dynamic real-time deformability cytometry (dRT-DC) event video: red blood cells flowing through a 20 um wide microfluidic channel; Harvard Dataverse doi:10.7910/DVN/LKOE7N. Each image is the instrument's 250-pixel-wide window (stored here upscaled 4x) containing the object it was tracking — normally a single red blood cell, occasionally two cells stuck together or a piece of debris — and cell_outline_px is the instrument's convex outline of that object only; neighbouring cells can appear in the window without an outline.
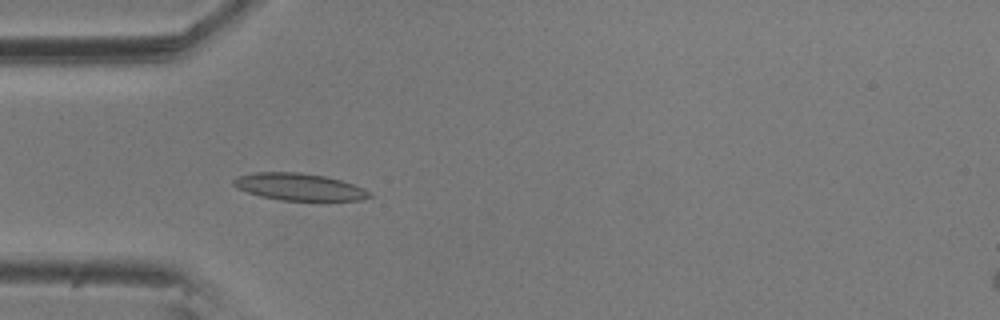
{"species": "common noctule bat (a hibernating species)", "species_latin": "Nyctalus noctula", "temperature_condition": "room temperature", "stored_images_in_passage": 9, "camera_frame_rate_fps": 3000, "um_per_image_px": 0.085, "animal": {"sex": "male", "body_mass_g": 20.5, "forearm_length_mm": 52.5}, "frame": {"image": 1, "passage_image": 4, "time_ms": 1.0, "image_size_px": [1000, 320], "cell_outline_px": [[372, 196], [360, 200], [320, 204], [280, 200], [260, 196], [236, 188], [232, 184], [232, 180], [236, 176], [256, 172], [300, 172], [324, 176], [340, 180], [364, 188], [372, 192]], "centroid_in_image_um": [25.49, 15.94], "position_along_channel_um": 59.5, "area_um2": 22.6}}
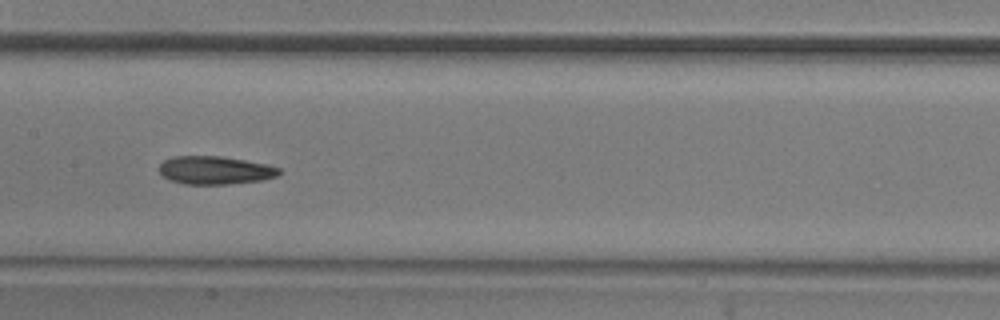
{"frame": {"image": 2, "passage_image": 7, "time_ms": 2.0, "image_size_px": [1000, 320], "cell_outline_px": [[280, 172], [276, 176], [260, 180], [228, 184], [184, 184], [168, 180], [160, 172], [160, 164], [164, 160], [172, 156], [220, 156], [268, 164], [280, 168]], "centroid_in_image_um": [18.26, 14.46], "position_along_channel_um": 189.1, "area_um2": 19.59}}
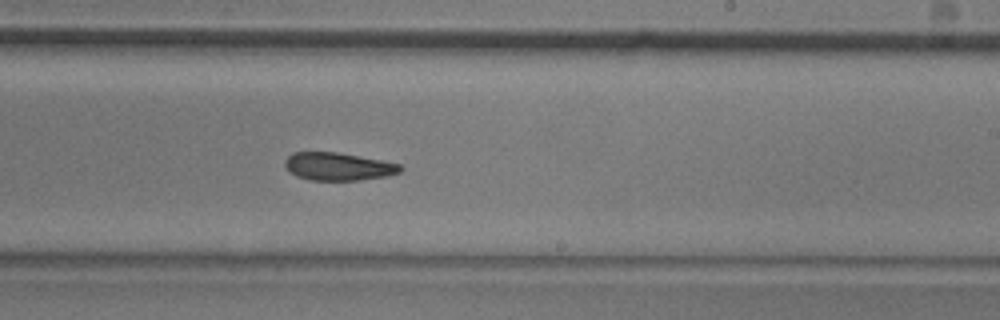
{"frame": {"image": 3, "passage_image": 9, "time_ms": 2.667, "image_size_px": [1000, 320], "cell_outline_px": [[404, 168], [400, 172], [388, 176], [360, 180], [308, 180], [296, 176], [284, 164], [284, 160], [292, 152], [336, 152], [380, 160], [400, 164]], "centroid_in_image_um": [28.76, 14.16], "position_along_channel_um": 260.2, "area_um2": 18.67}}